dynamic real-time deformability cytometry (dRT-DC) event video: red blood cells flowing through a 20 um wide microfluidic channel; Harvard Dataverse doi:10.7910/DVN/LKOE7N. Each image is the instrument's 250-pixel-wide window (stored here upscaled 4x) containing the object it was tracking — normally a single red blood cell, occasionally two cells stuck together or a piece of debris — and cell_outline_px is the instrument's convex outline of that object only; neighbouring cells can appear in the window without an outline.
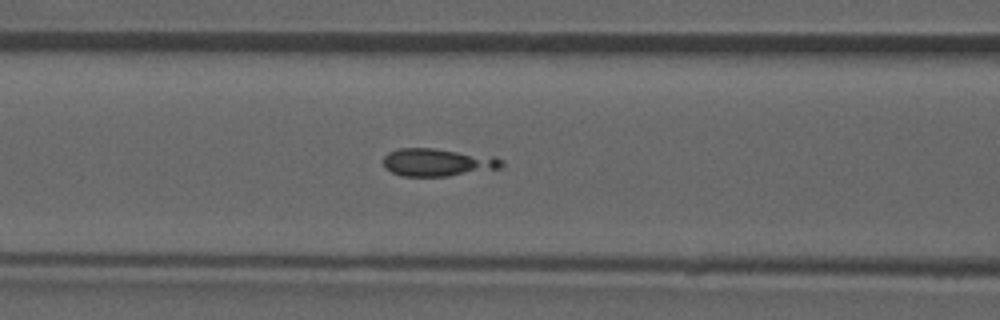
{"species": "common noctule bat (a hibernating species)", "species_latin": "Nyctalus noctula", "temperature_condition": "room temperature", "stored_images_in_passage": 52, "camera_frame_rate_fps": 3000, "um_per_image_px": 0.085, "animal": {"sex": "male", "forearm_length_mm": 52.5}, "frame": {"image": 1, "passage_image": 22, "time_ms": 7.0, "image_size_px": [1000, 320], "cell_outline_px": [[504, 164], [500, 168], [448, 176], [404, 176], [392, 172], [384, 168], [384, 156], [388, 152], [400, 148], [432, 148], [496, 156], [504, 160]], "centroid_in_image_um": [37.22, 13.79], "position_along_channel_um": 129.4, "area_um2": 19.19}}